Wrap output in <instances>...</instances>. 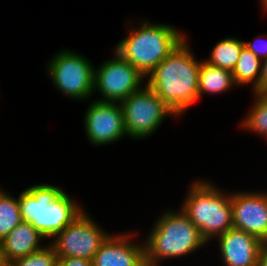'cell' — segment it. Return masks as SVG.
<instances>
[{
    "mask_svg": "<svg viewBox=\"0 0 267 266\" xmlns=\"http://www.w3.org/2000/svg\"><path fill=\"white\" fill-rule=\"evenodd\" d=\"M186 37L163 61L146 75L151 88L179 117L199 100L201 61L194 57Z\"/></svg>",
    "mask_w": 267,
    "mask_h": 266,
    "instance_id": "obj_1",
    "label": "cell"
},
{
    "mask_svg": "<svg viewBox=\"0 0 267 266\" xmlns=\"http://www.w3.org/2000/svg\"><path fill=\"white\" fill-rule=\"evenodd\" d=\"M18 201L23 221L31 223L49 241L86 210L62 187L48 183L27 187Z\"/></svg>",
    "mask_w": 267,
    "mask_h": 266,
    "instance_id": "obj_2",
    "label": "cell"
},
{
    "mask_svg": "<svg viewBox=\"0 0 267 266\" xmlns=\"http://www.w3.org/2000/svg\"><path fill=\"white\" fill-rule=\"evenodd\" d=\"M153 224L147 237H143L147 266H160L164 260L187 257L208 244L180 208L164 210Z\"/></svg>",
    "mask_w": 267,
    "mask_h": 266,
    "instance_id": "obj_3",
    "label": "cell"
},
{
    "mask_svg": "<svg viewBox=\"0 0 267 266\" xmlns=\"http://www.w3.org/2000/svg\"><path fill=\"white\" fill-rule=\"evenodd\" d=\"M128 35L119 40L113 50L131 63L144 76L163 61L187 36L172 24L141 20L129 22ZM135 24L136 26H134Z\"/></svg>",
    "mask_w": 267,
    "mask_h": 266,
    "instance_id": "obj_4",
    "label": "cell"
},
{
    "mask_svg": "<svg viewBox=\"0 0 267 266\" xmlns=\"http://www.w3.org/2000/svg\"><path fill=\"white\" fill-rule=\"evenodd\" d=\"M188 188L180 209L200 230L207 243L233 228L231 192L227 194L203 178L195 180Z\"/></svg>",
    "mask_w": 267,
    "mask_h": 266,
    "instance_id": "obj_5",
    "label": "cell"
},
{
    "mask_svg": "<svg viewBox=\"0 0 267 266\" xmlns=\"http://www.w3.org/2000/svg\"><path fill=\"white\" fill-rule=\"evenodd\" d=\"M94 69L92 61L80 52L64 48L51 56L45 71L48 79L64 97L84 101L91 99L94 94Z\"/></svg>",
    "mask_w": 267,
    "mask_h": 266,
    "instance_id": "obj_6",
    "label": "cell"
},
{
    "mask_svg": "<svg viewBox=\"0 0 267 266\" xmlns=\"http://www.w3.org/2000/svg\"><path fill=\"white\" fill-rule=\"evenodd\" d=\"M124 128L129 139L144 140L154 135L166 117L178 118L146 84L121 103Z\"/></svg>",
    "mask_w": 267,
    "mask_h": 266,
    "instance_id": "obj_7",
    "label": "cell"
},
{
    "mask_svg": "<svg viewBox=\"0 0 267 266\" xmlns=\"http://www.w3.org/2000/svg\"><path fill=\"white\" fill-rule=\"evenodd\" d=\"M94 69L93 93L101 94L98 101L119 102L142 88L146 82L144 76L117 51Z\"/></svg>",
    "mask_w": 267,
    "mask_h": 266,
    "instance_id": "obj_8",
    "label": "cell"
},
{
    "mask_svg": "<svg viewBox=\"0 0 267 266\" xmlns=\"http://www.w3.org/2000/svg\"><path fill=\"white\" fill-rule=\"evenodd\" d=\"M110 234L84 210L50 240V244L58 257H77L92 261L100 245Z\"/></svg>",
    "mask_w": 267,
    "mask_h": 266,
    "instance_id": "obj_9",
    "label": "cell"
},
{
    "mask_svg": "<svg viewBox=\"0 0 267 266\" xmlns=\"http://www.w3.org/2000/svg\"><path fill=\"white\" fill-rule=\"evenodd\" d=\"M84 113L86 139L94 147H101L128 138L124 128L123 109L119 102L93 99Z\"/></svg>",
    "mask_w": 267,
    "mask_h": 266,
    "instance_id": "obj_10",
    "label": "cell"
},
{
    "mask_svg": "<svg viewBox=\"0 0 267 266\" xmlns=\"http://www.w3.org/2000/svg\"><path fill=\"white\" fill-rule=\"evenodd\" d=\"M233 228L267 241V191L231 192Z\"/></svg>",
    "mask_w": 267,
    "mask_h": 266,
    "instance_id": "obj_11",
    "label": "cell"
},
{
    "mask_svg": "<svg viewBox=\"0 0 267 266\" xmlns=\"http://www.w3.org/2000/svg\"><path fill=\"white\" fill-rule=\"evenodd\" d=\"M136 233H111L94 255L92 266H146L144 240L137 242Z\"/></svg>",
    "mask_w": 267,
    "mask_h": 266,
    "instance_id": "obj_12",
    "label": "cell"
},
{
    "mask_svg": "<svg viewBox=\"0 0 267 266\" xmlns=\"http://www.w3.org/2000/svg\"><path fill=\"white\" fill-rule=\"evenodd\" d=\"M214 241L219 244L218 255L224 266H258L262 241L256 236L231 228Z\"/></svg>",
    "mask_w": 267,
    "mask_h": 266,
    "instance_id": "obj_13",
    "label": "cell"
},
{
    "mask_svg": "<svg viewBox=\"0 0 267 266\" xmlns=\"http://www.w3.org/2000/svg\"><path fill=\"white\" fill-rule=\"evenodd\" d=\"M45 237L29 222L22 221L1 242L0 245L6 260L12 263L15 259L27 256L40 250L45 245Z\"/></svg>",
    "mask_w": 267,
    "mask_h": 266,
    "instance_id": "obj_14",
    "label": "cell"
},
{
    "mask_svg": "<svg viewBox=\"0 0 267 266\" xmlns=\"http://www.w3.org/2000/svg\"><path fill=\"white\" fill-rule=\"evenodd\" d=\"M236 88L233 80L232 71L219 68L202 60L199 71V99L204 95H222Z\"/></svg>",
    "mask_w": 267,
    "mask_h": 266,
    "instance_id": "obj_15",
    "label": "cell"
},
{
    "mask_svg": "<svg viewBox=\"0 0 267 266\" xmlns=\"http://www.w3.org/2000/svg\"><path fill=\"white\" fill-rule=\"evenodd\" d=\"M262 61L248 48L242 47L240 57L232 71L236 86L251 85V92L256 93L260 89Z\"/></svg>",
    "mask_w": 267,
    "mask_h": 266,
    "instance_id": "obj_16",
    "label": "cell"
},
{
    "mask_svg": "<svg viewBox=\"0 0 267 266\" xmlns=\"http://www.w3.org/2000/svg\"><path fill=\"white\" fill-rule=\"evenodd\" d=\"M243 46L244 40L237 37H226L213 45L208 59L204 60L211 65L233 71Z\"/></svg>",
    "mask_w": 267,
    "mask_h": 266,
    "instance_id": "obj_17",
    "label": "cell"
},
{
    "mask_svg": "<svg viewBox=\"0 0 267 266\" xmlns=\"http://www.w3.org/2000/svg\"><path fill=\"white\" fill-rule=\"evenodd\" d=\"M252 94L254 102L239 127L267 140V94Z\"/></svg>",
    "mask_w": 267,
    "mask_h": 266,
    "instance_id": "obj_18",
    "label": "cell"
},
{
    "mask_svg": "<svg viewBox=\"0 0 267 266\" xmlns=\"http://www.w3.org/2000/svg\"><path fill=\"white\" fill-rule=\"evenodd\" d=\"M12 195L0 188V242L23 221L18 196Z\"/></svg>",
    "mask_w": 267,
    "mask_h": 266,
    "instance_id": "obj_19",
    "label": "cell"
},
{
    "mask_svg": "<svg viewBox=\"0 0 267 266\" xmlns=\"http://www.w3.org/2000/svg\"><path fill=\"white\" fill-rule=\"evenodd\" d=\"M58 256L47 241L45 246L27 256L15 259L12 266H57Z\"/></svg>",
    "mask_w": 267,
    "mask_h": 266,
    "instance_id": "obj_20",
    "label": "cell"
},
{
    "mask_svg": "<svg viewBox=\"0 0 267 266\" xmlns=\"http://www.w3.org/2000/svg\"><path fill=\"white\" fill-rule=\"evenodd\" d=\"M254 37L250 42L244 41V46L252 51L261 61L267 59V35L266 39L261 36Z\"/></svg>",
    "mask_w": 267,
    "mask_h": 266,
    "instance_id": "obj_21",
    "label": "cell"
},
{
    "mask_svg": "<svg viewBox=\"0 0 267 266\" xmlns=\"http://www.w3.org/2000/svg\"><path fill=\"white\" fill-rule=\"evenodd\" d=\"M57 266H92V261L77 257H58Z\"/></svg>",
    "mask_w": 267,
    "mask_h": 266,
    "instance_id": "obj_22",
    "label": "cell"
},
{
    "mask_svg": "<svg viewBox=\"0 0 267 266\" xmlns=\"http://www.w3.org/2000/svg\"><path fill=\"white\" fill-rule=\"evenodd\" d=\"M256 93L267 94V59L262 61L260 89Z\"/></svg>",
    "mask_w": 267,
    "mask_h": 266,
    "instance_id": "obj_23",
    "label": "cell"
},
{
    "mask_svg": "<svg viewBox=\"0 0 267 266\" xmlns=\"http://www.w3.org/2000/svg\"><path fill=\"white\" fill-rule=\"evenodd\" d=\"M258 266H267V241H263L259 251Z\"/></svg>",
    "mask_w": 267,
    "mask_h": 266,
    "instance_id": "obj_24",
    "label": "cell"
},
{
    "mask_svg": "<svg viewBox=\"0 0 267 266\" xmlns=\"http://www.w3.org/2000/svg\"><path fill=\"white\" fill-rule=\"evenodd\" d=\"M10 263L6 260L5 254L0 245V266H9Z\"/></svg>",
    "mask_w": 267,
    "mask_h": 266,
    "instance_id": "obj_25",
    "label": "cell"
},
{
    "mask_svg": "<svg viewBox=\"0 0 267 266\" xmlns=\"http://www.w3.org/2000/svg\"><path fill=\"white\" fill-rule=\"evenodd\" d=\"M259 4L261 5L260 8H262V12H267V0H259Z\"/></svg>",
    "mask_w": 267,
    "mask_h": 266,
    "instance_id": "obj_26",
    "label": "cell"
}]
</instances>
